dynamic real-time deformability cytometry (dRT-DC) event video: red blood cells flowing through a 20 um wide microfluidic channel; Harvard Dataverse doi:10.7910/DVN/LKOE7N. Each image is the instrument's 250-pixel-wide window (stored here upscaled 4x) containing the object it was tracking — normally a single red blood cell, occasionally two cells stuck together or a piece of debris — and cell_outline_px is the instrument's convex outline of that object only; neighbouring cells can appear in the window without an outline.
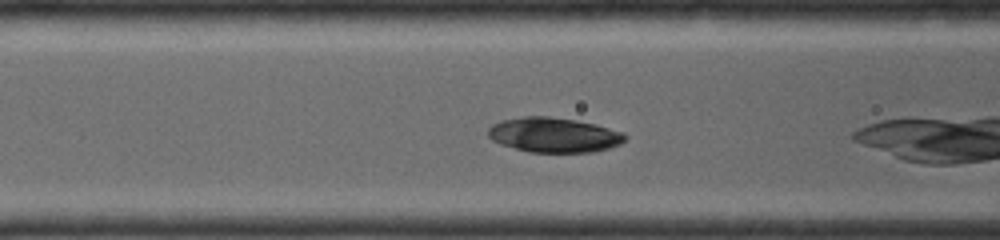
{"species": "common noctule bat (a hibernating species)", "species_latin": "Nyctalus noctula", "temperature_condition": "room temperature", "stored_images_in_passage": 12, "camera_frame_rate_fps": 4000, "um_per_image_px": 0.085, "animal": {"sex": "female", "body_mass_g": 19.0, "forearm_length_mm": 56.7}, "frame": {"image": 1, "passage_image": 4, "time_ms": 1.25, "image_size_px": [1000, 240], "cell_outline_px": [[628, 136], [620, 144], [608, 148], [592, 152], [528, 152], [500, 144], [492, 140], [488, 136], [488, 128], [492, 124], [500, 120], [524, 116], [548, 116], [576, 120], [596, 124], [624, 132]], "centroid_in_image_um": [47.07, 11.46], "position_along_channel_um": 119.5, "area_um2": 27.98}}
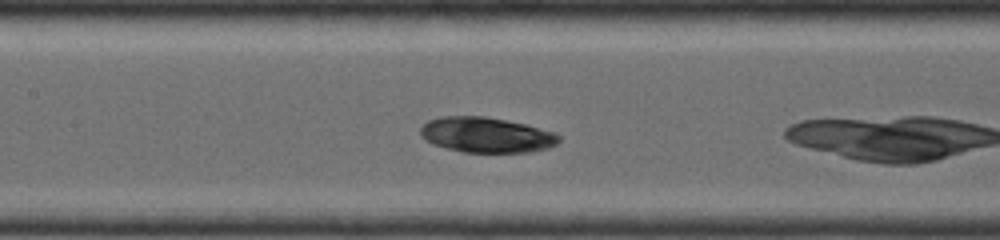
{"frame": {"image": 2, "passage_image": 6, "time_ms": 2.25, "image_size_px": [1000, 240], "cell_outline_px": [[560, 140], [556, 144], [548, 148], [528, 152], [464, 152], [432, 144], [424, 140], [420, 136], [420, 128], [428, 120], [440, 116], [484, 116], [524, 124], [556, 132], [560, 136]], "centroid_in_image_um": [41.32, 11.46], "position_along_channel_um": 166.1, "area_um2": 28.5}}
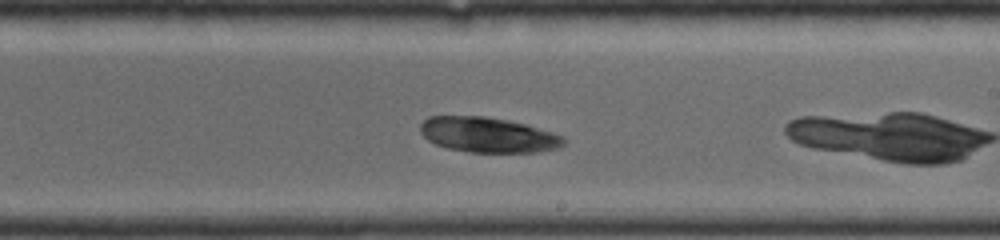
{"frame": {"image": 3, "passage_image": 10, "time_ms": 4.0, "image_size_px": [1000, 240], "cell_outline_px": [[564, 144], [556, 148], [536, 152], [468, 152], [448, 148], [436, 144], [428, 140], [420, 132], [420, 124], [428, 116], [484, 116], [508, 120], [528, 124], [564, 136]], "centroid_in_image_um": [41.47, 11.45], "position_along_channel_um": 247.5, "area_um2": 29.42}}